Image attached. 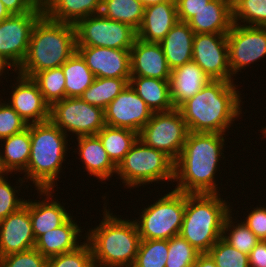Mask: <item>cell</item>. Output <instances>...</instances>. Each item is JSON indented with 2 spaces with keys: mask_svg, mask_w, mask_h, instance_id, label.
Returning a JSON list of instances; mask_svg holds the SVG:
<instances>
[{
  "mask_svg": "<svg viewBox=\"0 0 266 267\" xmlns=\"http://www.w3.org/2000/svg\"><path fill=\"white\" fill-rule=\"evenodd\" d=\"M226 134L189 132L174 162L176 191L186 194H220L216 172L224 156ZM225 137V138H224Z\"/></svg>",
  "mask_w": 266,
  "mask_h": 267,
  "instance_id": "cell-1",
  "label": "cell"
},
{
  "mask_svg": "<svg viewBox=\"0 0 266 267\" xmlns=\"http://www.w3.org/2000/svg\"><path fill=\"white\" fill-rule=\"evenodd\" d=\"M129 84V79L95 78L80 96L88 104L105 110Z\"/></svg>",
  "mask_w": 266,
  "mask_h": 267,
  "instance_id": "cell-32",
  "label": "cell"
},
{
  "mask_svg": "<svg viewBox=\"0 0 266 267\" xmlns=\"http://www.w3.org/2000/svg\"><path fill=\"white\" fill-rule=\"evenodd\" d=\"M79 160L89 176L93 175L99 181L110 180L117 172V166L109 158L97 135L77 137ZM109 178V179H108Z\"/></svg>",
  "mask_w": 266,
  "mask_h": 267,
  "instance_id": "cell-24",
  "label": "cell"
},
{
  "mask_svg": "<svg viewBox=\"0 0 266 267\" xmlns=\"http://www.w3.org/2000/svg\"><path fill=\"white\" fill-rule=\"evenodd\" d=\"M178 21L175 0L145 7L141 25L136 31L137 38L145 42L160 43Z\"/></svg>",
  "mask_w": 266,
  "mask_h": 267,
  "instance_id": "cell-21",
  "label": "cell"
},
{
  "mask_svg": "<svg viewBox=\"0 0 266 267\" xmlns=\"http://www.w3.org/2000/svg\"><path fill=\"white\" fill-rule=\"evenodd\" d=\"M1 141L0 148V169L4 174H15L24 172L27 169L31 138L30 124L24 131L4 138ZM3 142V144H2Z\"/></svg>",
  "mask_w": 266,
  "mask_h": 267,
  "instance_id": "cell-27",
  "label": "cell"
},
{
  "mask_svg": "<svg viewBox=\"0 0 266 267\" xmlns=\"http://www.w3.org/2000/svg\"><path fill=\"white\" fill-rule=\"evenodd\" d=\"M167 256L168 240H140L132 267H165Z\"/></svg>",
  "mask_w": 266,
  "mask_h": 267,
  "instance_id": "cell-37",
  "label": "cell"
},
{
  "mask_svg": "<svg viewBox=\"0 0 266 267\" xmlns=\"http://www.w3.org/2000/svg\"><path fill=\"white\" fill-rule=\"evenodd\" d=\"M234 81L212 80L188 99L180 110L189 132L225 134L242 114L240 95Z\"/></svg>",
  "mask_w": 266,
  "mask_h": 267,
  "instance_id": "cell-2",
  "label": "cell"
},
{
  "mask_svg": "<svg viewBox=\"0 0 266 267\" xmlns=\"http://www.w3.org/2000/svg\"><path fill=\"white\" fill-rule=\"evenodd\" d=\"M75 52V25L43 15L33 28L26 57L16 73L32 78L40 71L61 67Z\"/></svg>",
  "mask_w": 266,
  "mask_h": 267,
  "instance_id": "cell-4",
  "label": "cell"
},
{
  "mask_svg": "<svg viewBox=\"0 0 266 267\" xmlns=\"http://www.w3.org/2000/svg\"><path fill=\"white\" fill-rule=\"evenodd\" d=\"M105 124L126 128L137 133L151 119L153 112L139 95L128 86L104 110Z\"/></svg>",
  "mask_w": 266,
  "mask_h": 267,
  "instance_id": "cell-15",
  "label": "cell"
},
{
  "mask_svg": "<svg viewBox=\"0 0 266 267\" xmlns=\"http://www.w3.org/2000/svg\"><path fill=\"white\" fill-rule=\"evenodd\" d=\"M187 23L194 33L227 34L233 25L232 2L210 0Z\"/></svg>",
  "mask_w": 266,
  "mask_h": 267,
  "instance_id": "cell-23",
  "label": "cell"
},
{
  "mask_svg": "<svg viewBox=\"0 0 266 267\" xmlns=\"http://www.w3.org/2000/svg\"><path fill=\"white\" fill-rule=\"evenodd\" d=\"M48 258L33 248L0 258V267H47Z\"/></svg>",
  "mask_w": 266,
  "mask_h": 267,
  "instance_id": "cell-43",
  "label": "cell"
},
{
  "mask_svg": "<svg viewBox=\"0 0 266 267\" xmlns=\"http://www.w3.org/2000/svg\"><path fill=\"white\" fill-rule=\"evenodd\" d=\"M102 0H48L44 15L53 21L76 24L80 19L100 14Z\"/></svg>",
  "mask_w": 266,
  "mask_h": 267,
  "instance_id": "cell-28",
  "label": "cell"
},
{
  "mask_svg": "<svg viewBox=\"0 0 266 267\" xmlns=\"http://www.w3.org/2000/svg\"><path fill=\"white\" fill-rule=\"evenodd\" d=\"M103 204V219L85 231L95 267H132L138 253L140 235L135 221L122 219Z\"/></svg>",
  "mask_w": 266,
  "mask_h": 267,
  "instance_id": "cell-3",
  "label": "cell"
},
{
  "mask_svg": "<svg viewBox=\"0 0 266 267\" xmlns=\"http://www.w3.org/2000/svg\"><path fill=\"white\" fill-rule=\"evenodd\" d=\"M141 210L140 217L134 220L140 239L169 240L180 233L185 212V193L172 189Z\"/></svg>",
  "mask_w": 266,
  "mask_h": 267,
  "instance_id": "cell-8",
  "label": "cell"
},
{
  "mask_svg": "<svg viewBox=\"0 0 266 267\" xmlns=\"http://www.w3.org/2000/svg\"><path fill=\"white\" fill-rule=\"evenodd\" d=\"M249 212L243 222L260 240L266 241V206H256Z\"/></svg>",
  "mask_w": 266,
  "mask_h": 267,
  "instance_id": "cell-44",
  "label": "cell"
},
{
  "mask_svg": "<svg viewBox=\"0 0 266 267\" xmlns=\"http://www.w3.org/2000/svg\"><path fill=\"white\" fill-rule=\"evenodd\" d=\"M232 216L230 213L225 219L222 238L237 250L249 255L260 239L243 221L238 222V219H233Z\"/></svg>",
  "mask_w": 266,
  "mask_h": 267,
  "instance_id": "cell-35",
  "label": "cell"
},
{
  "mask_svg": "<svg viewBox=\"0 0 266 267\" xmlns=\"http://www.w3.org/2000/svg\"><path fill=\"white\" fill-rule=\"evenodd\" d=\"M7 175L10 174L3 173L0 175V221L6 218L9 214L18 211L22 206H24L26 201L25 198L23 200V198L21 199L18 197L20 187L24 185L23 183L25 180L20 177L18 182H16L19 183L20 186H13L10 181L8 182V179H6L8 178Z\"/></svg>",
  "mask_w": 266,
  "mask_h": 267,
  "instance_id": "cell-41",
  "label": "cell"
},
{
  "mask_svg": "<svg viewBox=\"0 0 266 267\" xmlns=\"http://www.w3.org/2000/svg\"><path fill=\"white\" fill-rule=\"evenodd\" d=\"M80 228L82 227H79L77 221L75 222V219L73 220V216H71L60 227L41 235L36 240L34 248L47 258L74 251L84 243V241L80 242L82 241L80 239L82 229Z\"/></svg>",
  "mask_w": 266,
  "mask_h": 267,
  "instance_id": "cell-25",
  "label": "cell"
},
{
  "mask_svg": "<svg viewBox=\"0 0 266 267\" xmlns=\"http://www.w3.org/2000/svg\"><path fill=\"white\" fill-rule=\"evenodd\" d=\"M227 40L229 67L233 77L266 56V27L233 23Z\"/></svg>",
  "mask_w": 266,
  "mask_h": 267,
  "instance_id": "cell-13",
  "label": "cell"
},
{
  "mask_svg": "<svg viewBox=\"0 0 266 267\" xmlns=\"http://www.w3.org/2000/svg\"><path fill=\"white\" fill-rule=\"evenodd\" d=\"M192 267H217L208 253L200 254Z\"/></svg>",
  "mask_w": 266,
  "mask_h": 267,
  "instance_id": "cell-48",
  "label": "cell"
},
{
  "mask_svg": "<svg viewBox=\"0 0 266 267\" xmlns=\"http://www.w3.org/2000/svg\"><path fill=\"white\" fill-rule=\"evenodd\" d=\"M35 243L29 210L25 206L0 221V258L33 249Z\"/></svg>",
  "mask_w": 266,
  "mask_h": 267,
  "instance_id": "cell-18",
  "label": "cell"
},
{
  "mask_svg": "<svg viewBox=\"0 0 266 267\" xmlns=\"http://www.w3.org/2000/svg\"><path fill=\"white\" fill-rule=\"evenodd\" d=\"M189 130L179 109L153 112L139 131L138 139L147 146L164 152L174 162L182 152Z\"/></svg>",
  "mask_w": 266,
  "mask_h": 267,
  "instance_id": "cell-9",
  "label": "cell"
},
{
  "mask_svg": "<svg viewBox=\"0 0 266 267\" xmlns=\"http://www.w3.org/2000/svg\"><path fill=\"white\" fill-rule=\"evenodd\" d=\"M37 5L44 6L48 0H34Z\"/></svg>",
  "mask_w": 266,
  "mask_h": 267,
  "instance_id": "cell-52",
  "label": "cell"
},
{
  "mask_svg": "<svg viewBox=\"0 0 266 267\" xmlns=\"http://www.w3.org/2000/svg\"><path fill=\"white\" fill-rule=\"evenodd\" d=\"M50 120L66 135H96L106 124L104 110L80 97H65L50 107ZM69 133V134H67Z\"/></svg>",
  "mask_w": 266,
  "mask_h": 267,
  "instance_id": "cell-10",
  "label": "cell"
},
{
  "mask_svg": "<svg viewBox=\"0 0 266 267\" xmlns=\"http://www.w3.org/2000/svg\"><path fill=\"white\" fill-rule=\"evenodd\" d=\"M112 162L118 164L124 159L134 143L138 140V133L126 129L105 125L96 134Z\"/></svg>",
  "mask_w": 266,
  "mask_h": 267,
  "instance_id": "cell-30",
  "label": "cell"
},
{
  "mask_svg": "<svg viewBox=\"0 0 266 267\" xmlns=\"http://www.w3.org/2000/svg\"><path fill=\"white\" fill-rule=\"evenodd\" d=\"M192 61L211 80H235L230 73L227 34L195 33Z\"/></svg>",
  "mask_w": 266,
  "mask_h": 267,
  "instance_id": "cell-14",
  "label": "cell"
},
{
  "mask_svg": "<svg viewBox=\"0 0 266 267\" xmlns=\"http://www.w3.org/2000/svg\"><path fill=\"white\" fill-rule=\"evenodd\" d=\"M37 192L38 196L40 194L46 198L44 197L42 201L28 199L24 203L29 210L35 240L47 231L60 227L72 216L56 198L53 200L54 190H37Z\"/></svg>",
  "mask_w": 266,
  "mask_h": 267,
  "instance_id": "cell-20",
  "label": "cell"
},
{
  "mask_svg": "<svg viewBox=\"0 0 266 267\" xmlns=\"http://www.w3.org/2000/svg\"><path fill=\"white\" fill-rule=\"evenodd\" d=\"M144 10L145 7L138 0H102L100 14L113 21L126 23L137 31Z\"/></svg>",
  "mask_w": 266,
  "mask_h": 267,
  "instance_id": "cell-33",
  "label": "cell"
},
{
  "mask_svg": "<svg viewBox=\"0 0 266 267\" xmlns=\"http://www.w3.org/2000/svg\"><path fill=\"white\" fill-rule=\"evenodd\" d=\"M81 238L84 243L76 250L49 257L47 267H95L90 245Z\"/></svg>",
  "mask_w": 266,
  "mask_h": 267,
  "instance_id": "cell-40",
  "label": "cell"
},
{
  "mask_svg": "<svg viewBox=\"0 0 266 267\" xmlns=\"http://www.w3.org/2000/svg\"><path fill=\"white\" fill-rule=\"evenodd\" d=\"M95 78L130 79V49L76 46Z\"/></svg>",
  "mask_w": 266,
  "mask_h": 267,
  "instance_id": "cell-16",
  "label": "cell"
},
{
  "mask_svg": "<svg viewBox=\"0 0 266 267\" xmlns=\"http://www.w3.org/2000/svg\"><path fill=\"white\" fill-rule=\"evenodd\" d=\"M7 69L11 71L13 70L16 73V68L8 60H6L2 55H0V77L3 76V73H5L6 75V72L7 73L9 72V70Z\"/></svg>",
  "mask_w": 266,
  "mask_h": 267,
  "instance_id": "cell-49",
  "label": "cell"
},
{
  "mask_svg": "<svg viewBox=\"0 0 266 267\" xmlns=\"http://www.w3.org/2000/svg\"><path fill=\"white\" fill-rule=\"evenodd\" d=\"M208 254L217 267H250L249 255L237 250L222 237L210 248Z\"/></svg>",
  "mask_w": 266,
  "mask_h": 267,
  "instance_id": "cell-39",
  "label": "cell"
},
{
  "mask_svg": "<svg viewBox=\"0 0 266 267\" xmlns=\"http://www.w3.org/2000/svg\"><path fill=\"white\" fill-rule=\"evenodd\" d=\"M67 137L51 120L30 124V157L23 179L32 181L36 190L57 186L69 149Z\"/></svg>",
  "mask_w": 266,
  "mask_h": 267,
  "instance_id": "cell-5",
  "label": "cell"
},
{
  "mask_svg": "<svg viewBox=\"0 0 266 267\" xmlns=\"http://www.w3.org/2000/svg\"><path fill=\"white\" fill-rule=\"evenodd\" d=\"M76 46L131 49L137 33L130 25L101 14L90 15L75 24Z\"/></svg>",
  "mask_w": 266,
  "mask_h": 267,
  "instance_id": "cell-11",
  "label": "cell"
},
{
  "mask_svg": "<svg viewBox=\"0 0 266 267\" xmlns=\"http://www.w3.org/2000/svg\"><path fill=\"white\" fill-rule=\"evenodd\" d=\"M262 131V134L264 135V137L266 136V126L265 128L263 127V129L261 130Z\"/></svg>",
  "mask_w": 266,
  "mask_h": 267,
  "instance_id": "cell-53",
  "label": "cell"
},
{
  "mask_svg": "<svg viewBox=\"0 0 266 267\" xmlns=\"http://www.w3.org/2000/svg\"><path fill=\"white\" fill-rule=\"evenodd\" d=\"M129 85L152 112H167L174 109L170 100L169 81L150 77H130Z\"/></svg>",
  "mask_w": 266,
  "mask_h": 267,
  "instance_id": "cell-29",
  "label": "cell"
},
{
  "mask_svg": "<svg viewBox=\"0 0 266 267\" xmlns=\"http://www.w3.org/2000/svg\"><path fill=\"white\" fill-rule=\"evenodd\" d=\"M201 253L180 235L168 240L165 267H192Z\"/></svg>",
  "mask_w": 266,
  "mask_h": 267,
  "instance_id": "cell-38",
  "label": "cell"
},
{
  "mask_svg": "<svg viewBox=\"0 0 266 267\" xmlns=\"http://www.w3.org/2000/svg\"><path fill=\"white\" fill-rule=\"evenodd\" d=\"M232 18L235 24L266 27V0H233Z\"/></svg>",
  "mask_w": 266,
  "mask_h": 267,
  "instance_id": "cell-36",
  "label": "cell"
},
{
  "mask_svg": "<svg viewBox=\"0 0 266 267\" xmlns=\"http://www.w3.org/2000/svg\"><path fill=\"white\" fill-rule=\"evenodd\" d=\"M32 79L37 83L45 102L50 107L65 98L66 78L62 67L40 71Z\"/></svg>",
  "mask_w": 266,
  "mask_h": 267,
  "instance_id": "cell-34",
  "label": "cell"
},
{
  "mask_svg": "<svg viewBox=\"0 0 266 267\" xmlns=\"http://www.w3.org/2000/svg\"><path fill=\"white\" fill-rule=\"evenodd\" d=\"M131 77H150L169 81L171 69L159 43L135 39L130 49Z\"/></svg>",
  "mask_w": 266,
  "mask_h": 267,
  "instance_id": "cell-19",
  "label": "cell"
},
{
  "mask_svg": "<svg viewBox=\"0 0 266 267\" xmlns=\"http://www.w3.org/2000/svg\"><path fill=\"white\" fill-rule=\"evenodd\" d=\"M194 31L178 21L159 43L171 70L192 61Z\"/></svg>",
  "mask_w": 266,
  "mask_h": 267,
  "instance_id": "cell-26",
  "label": "cell"
},
{
  "mask_svg": "<svg viewBox=\"0 0 266 267\" xmlns=\"http://www.w3.org/2000/svg\"><path fill=\"white\" fill-rule=\"evenodd\" d=\"M210 0H175L178 19L188 22Z\"/></svg>",
  "mask_w": 266,
  "mask_h": 267,
  "instance_id": "cell-45",
  "label": "cell"
},
{
  "mask_svg": "<svg viewBox=\"0 0 266 267\" xmlns=\"http://www.w3.org/2000/svg\"><path fill=\"white\" fill-rule=\"evenodd\" d=\"M61 67L66 78L65 97H80L95 79L77 51Z\"/></svg>",
  "mask_w": 266,
  "mask_h": 267,
  "instance_id": "cell-31",
  "label": "cell"
},
{
  "mask_svg": "<svg viewBox=\"0 0 266 267\" xmlns=\"http://www.w3.org/2000/svg\"><path fill=\"white\" fill-rule=\"evenodd\" d=\"M4 103H3V102ZM28 128V124L2 98L0 99V140L20 133Z\"/></svg>",
  "mask_w": 266,
  "mask_h": 267,
  "instance_id": "cell-42",
  "label": "cell"
},
{
  "mask_svg": "<svg viewBox=\"0 0 266 267\" xmlns=\"http://www.w3.org/2000/svg\"><path fill=\"white\" fill-rule=\"evenodd\" d=\"M15 86L8 104L29 125L50 120V106L45 102L37 83L29 77L17 73Z\"/></svg>",
  "mask_w": 266,
  "mask_h": 267,
  "instance_id": "cell-17",
  "label": "cell"
},
{
  "mask_svg": "<svg viewBox=\"0 0 266 267\" xmlns=\"http://www.w3.org/2000/svg\"><path fill=\"white\" fill-rule=\"evenodd\" d=\"M138 1H140L144 7H148V6L158 4V3H161L167 0H138Z\"/></svg>",
  "mask_w": 266,
  "mask_h": 267,
  "instance_id": "cell-51",
  "label": "cell"
},
{
  "mask_svg": "<svg viewBox=\"0 0 266 267\" xmlns=\"http://www.w3.org/2000/svg\"><path fill=\"white\" fill-rule=\"evenodd\" d=\"M43 15V6L37 5L31 12L12 14L0 22V55L16 70L26 57L33 28Z\"/></svg>",
  "mask_w": 266,
  "mask_h": 267,
  "instance_id": "cell-12",
  "label": "cell"
},
{
  "mask_svg": "<svg viewBox=\"0 0 266 267\" xmlns=\"http://www.w3.org/2000/svg\"><path fill=\"white\" fill-rule=\"evenodd\" d=\"M250 267H266V241L260 240L249 254Z\"/></svg>",
  "mask_w": 266,
  "mask_h": 267,
  "instance_id": "cell-47",
  "label": "cell"
},
{
  "mask_svg": "<svg viewBox=\"0 0 266 267\" xmlns=\"http://www.w3.org/2000/svg\"><path fill=\"white\" fill-rule=\"evenodd\" d=\"M210 81L212 80L194 61L171 70L169 88L173 107L178 109Z\"/></svg>",
  "mask_w": 266,
  "mask_h": 267,
  "instance_id": "cell-22",
  "label": "cell"
},
{
  "mask_svg": "<svg viewBox=\"0 0 266 267\" xmlns=\"http://www.w3.org/2000/svg\"><path fill=\"white\" fill-rule=\"evenodd\" d=\"M11 14L31 12L37 4L34 0H1Z\"/></svg>",
  "mask_w": 266,
  "mask_h": 267,
  "instance_id": "cell-46",
  "label": "cell"
},
{
  "mask_svg": "<svg viewBox=\"0 0 266 267\" xmlns=\"http://www.w3.org/2000/svg\"><path fill=\"white\" fill-rule=\"evenodd\" d=\"M229 203L220 194L185 193V212L179 235L201 254L208 253L222 237L226 217L230 213L234 215Z\"/></svg>",
  "mask_w": 266,
  "mask_h": 267,
  "instance_id": "cell-6",
  "label": "cell"
},
{
  "mask_svg": "<svg viewBox=\"0 0 266 267\" xmlns=\"http://www.w3.org/2000/svg\"><path fill=\"white\" fill-rule=\"evenodd\" d=\"M116 175L128 189L153 182H174V161L138 139L118 164Z\"/></svg>",
  "mask_w": 266,
  "mask_h": 267,
  "instance_id": "cell-7",
  "label": "cell"
},
{
  "mask_svg": "<svg viewBox=\"0 0 266 267\" xmlns=\"http://www.w3.org/2000/svg\"><path fill=\"white\" fill-rule=\"evenodd\" d=\"M12 14L8 11V9L4 6L2 1L0 0V22L8 17H10Z\"/></svg>",
  "mask_w": 266,
  "mask_h": 267,
  "instance_id": "cell-50",
  "label": "cell"
}]
</instances>
